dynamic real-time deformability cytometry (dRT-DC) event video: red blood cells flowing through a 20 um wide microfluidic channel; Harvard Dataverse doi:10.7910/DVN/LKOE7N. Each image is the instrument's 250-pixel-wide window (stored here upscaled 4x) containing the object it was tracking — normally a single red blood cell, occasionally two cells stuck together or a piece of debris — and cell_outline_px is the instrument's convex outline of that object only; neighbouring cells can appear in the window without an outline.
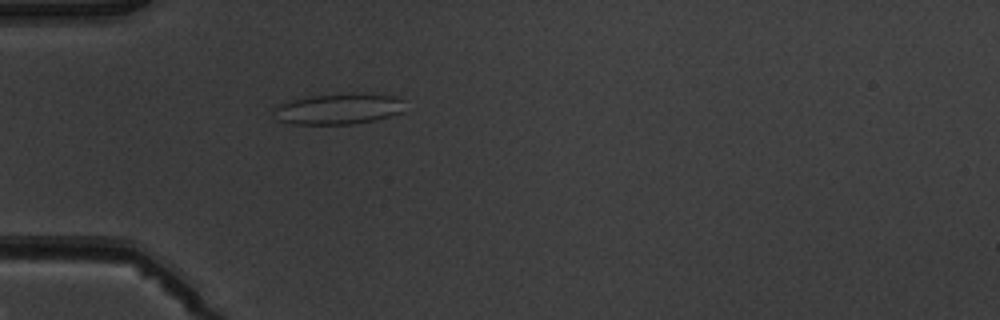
{"species": "common noctule bat (a hibernating species)", "species_latin": "Nyctalus noctula", "temperature_condition": "warm", "stored_images_in_passage": 5, "camera_frame_rate_fps": 3000, "um_per_image_px": 0.085, "animal": {"sex": "male", "body_mass_g": 19.5, "forearm_length_mm": 54.6}, "frame": {"image": 1, "passage_image": 5, "time_ms": 5.0, "image_size_px": [1000, 320], "cell_outline_px": [[404, 100], [400, 112], [376, 120], [352, 124], [292, 124], [280, 120], [272, 108], [276, 104], [308, 96], [356, 92], [396, 96]], "centroid_in_image_um": [28.76, 9.23], "position_along_channel_um": 56.2, "area_um2": 23.64}}